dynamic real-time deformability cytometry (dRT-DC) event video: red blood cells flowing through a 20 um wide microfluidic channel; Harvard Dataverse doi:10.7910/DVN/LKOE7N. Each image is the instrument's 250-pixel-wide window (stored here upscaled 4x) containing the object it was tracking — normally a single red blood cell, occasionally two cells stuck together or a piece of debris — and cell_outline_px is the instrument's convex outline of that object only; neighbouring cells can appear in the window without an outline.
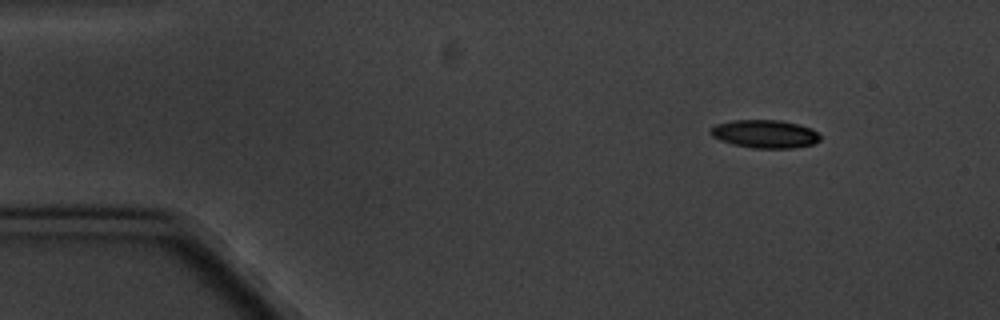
{"species": "common noctule bat (a hibernating species)", "species_latin": "Nyctalus noctula", "temperature_condition": "cold", "stored_images_in_passage": 4, "camera_frame_rate_fps": 3000, "um_per_image_px": 0.085, "animal": {"sex": "male", "body_mass_g": 20.1, "forearm_length_mm": 53.5}, "frame": {"image": 1, "passage_image": 1, "time_ms": 0.0, "image_size_px": [1000, 320], "cell_outline_px": [[820, 140], [812, 144], [792, 148], [756, 148], [732, 144], [720, 140], [712, 136], [708, 132], [716, 124], [732, 120], [780, 120], [812, 128], [820, 136]], "centroid_in_image_um": [64.99, 11.38], "position_along_channel_um": 20.0, "area_um2": 17.86}}
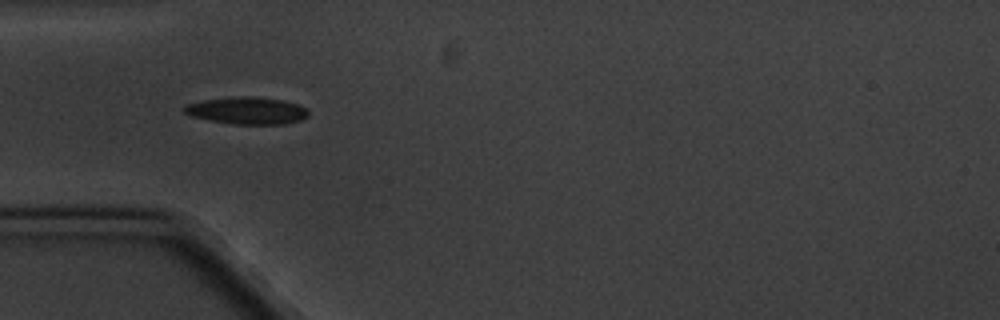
{"frame": {"image": 2, "passage_image": 4, "time_ms": 3.667, "image_size_px": [1000, 320], "cell_outline_px": [[308, 116], [300, 120], [284, 124], [232, 124], [192, 116], [184, 112], [180, 108], [184, 104], [204, 100], [236, 96], [252, 96], [284, 100], [300, 104], [308, 108]], "centroid_in_image_um": [21.01, 9.39], "position_along_channel_um": 64.0, "area_um2": 19.83}}